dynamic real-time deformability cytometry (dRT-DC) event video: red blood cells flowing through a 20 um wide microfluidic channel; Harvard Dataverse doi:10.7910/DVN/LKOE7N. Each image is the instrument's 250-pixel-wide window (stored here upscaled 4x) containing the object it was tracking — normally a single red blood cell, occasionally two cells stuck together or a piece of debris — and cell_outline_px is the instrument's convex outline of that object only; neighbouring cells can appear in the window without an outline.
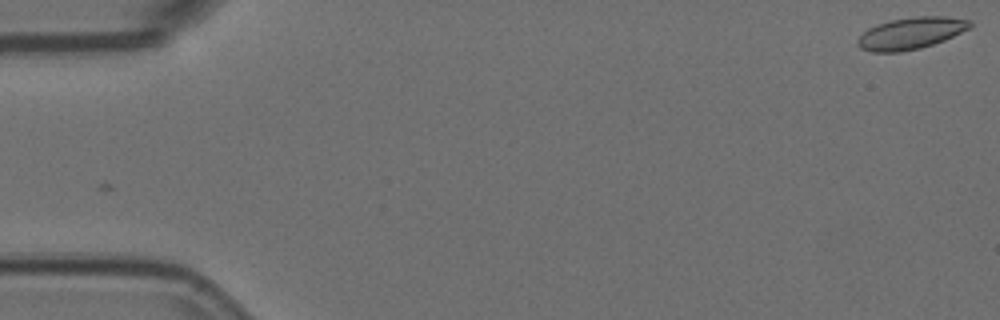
{"species": "Egyptian fruit bat (a non-hibernating species)", "species_latin": "Rousettus aegyptiacus", "temperature_condition": "room temperature", "stored_images_in_passage": 4, "camera_frame_rate_fps": 3000, "um_per_image_px": 0.085, "animal": {"sex": "female"}, "frame": {"image": 1, "passage_image": 1, "time_ms": 0.0, "image_size_px": [1000, 320], "cell_outline_px": [[972, 24], [968, 28], [944, 40], [920, 48], [900, 52], [872, 52], [860, 48], [856, 44], [856, 40], [868, 28], [876, 24], [892, 20], [916, 16], [948, 16], [972, 20]], "centroid_in_image_um": [77.4, 2.82], "position_along_channel_um": 7.6, "area_um2": 20.75}}